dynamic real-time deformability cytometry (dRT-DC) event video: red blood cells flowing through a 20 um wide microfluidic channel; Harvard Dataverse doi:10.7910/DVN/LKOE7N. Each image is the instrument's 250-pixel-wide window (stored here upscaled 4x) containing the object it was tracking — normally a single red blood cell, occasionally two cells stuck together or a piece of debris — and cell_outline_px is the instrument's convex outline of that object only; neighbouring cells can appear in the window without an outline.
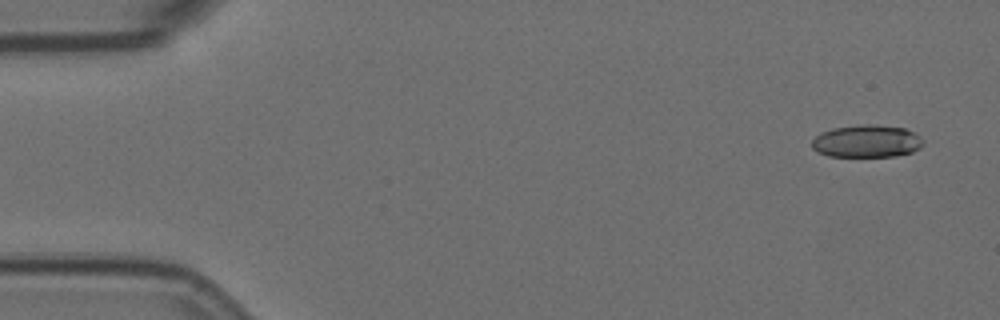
{"species": "Egyptian fruit bat (a non-hibernating species)", "species_latin": "Rousettus aegyptiacus", "temperature_condition": "room temperature", "stored_images_in_passage": 8, "camera_frame_rate_fps": 3000, "um_per_image_px": 0.085, "animal": {"sex": "female"}, "frame": {"image": 1, "passage_image": 1, "time_ms": 0.0, "image_size_px": [1000, 320], "cell_outline_px": [[924, 144], [920, 148], [912, 152], [896, 156], [828, 156], [812, 148], [812, 140], [820, 132], [832, 128], [864, 124], [876, 124], [904, 128], [916, 132], [924, 140]], "centroid_in_image_um": [73.71, 11.99], "position_along_channel_um": 11.3, "area_um2": 21.27}}
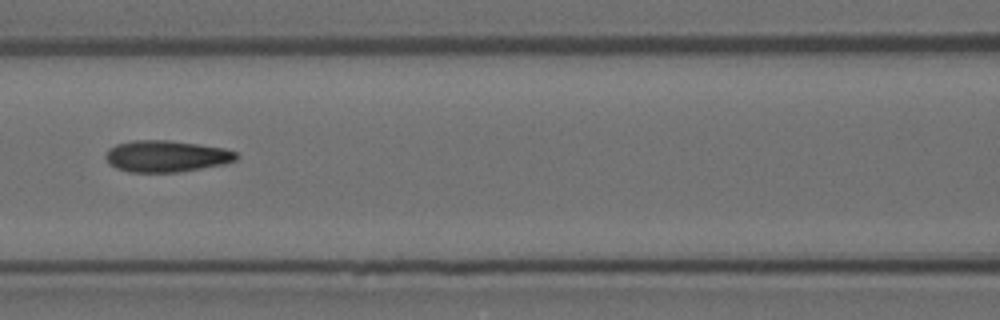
{"frame": {"image": 2, "passage_image": 5, "time_ms": 1.333, "image_size_px": [1000, 320], "cell_outline_px": [[240, 156], [236, 160], [224, 164], [180, 172], [128, 172], [116, 168], [108, 164], [104, 156], [108, 148], [116, 144], [132, 140], [168, 140], [224, 148], [236, 152]], "centroid_in_image_um": [14.1, 13.28], "position_along_channel_um": 152.5, "area_um2": 24.22}}
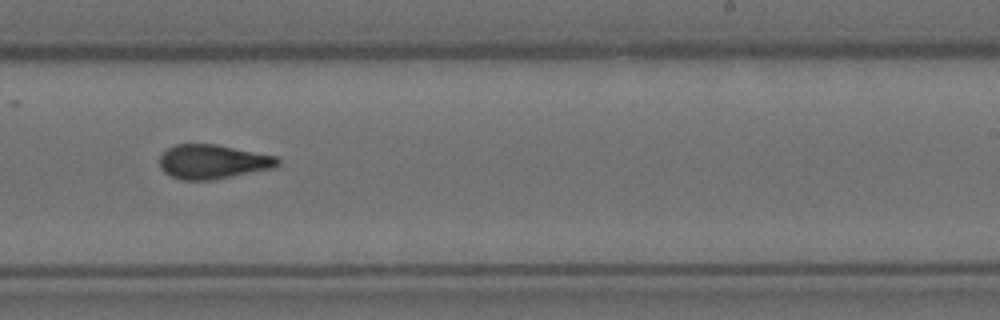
{"frame": {"image": 3, "passage_image": 8, "time_ms": 2.333, "image_size_px": [1000, 320], "cell_outline_px": [[280, 164], [272, 168], [232, 176], [208, 180], [180, 180], [168, 176], [160, 168], [160, 156], [168, 148], [176, 144], [216, 144], [276, 156], [280, 160]], "centroid_in_image_um": [18.05, 13.75], "position_along_channel_um": 270.9, "area_um2": 23.52}}